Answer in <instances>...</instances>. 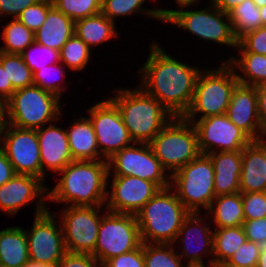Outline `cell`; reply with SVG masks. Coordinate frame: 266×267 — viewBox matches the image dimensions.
Instances as JSON below:
<instances>
[{
    "mask_svg": "<svg viewBox=\"0 0 266 267\" xmlns=\"http://www.w3.org/2000/svg\"><path fill=\"white\" fill-rule=\"evenodd\" d=\"M150 50L146 63L140 68L139 87L157 99L173 117H183L191 105L202 70L181 63L155 42Z\"/></svg>",
    "mask_w": 266,
    "mask_h": 267,
    "instance_id": "1",
    "label": "cell"
},
{
    "mask_svg": "<svg viewBox=\"0 0 266 267\" xmlns=\"http://www.w3.org/2000/svg\"><path fill=\"white\" fill-rule=\"evenodd\" d=\"M108 172L107 160H74L58 173L63 176L46 198L71 206H103Z\"/></svg>",
    "mask_w": 266,
    "mask_h": 267,
    "instance_id": "2",
    "label": "cell"
},
{
    "mask_svg": "<svg viewBox=\"0 0 266 267\" xmlns=\"http://www.w3.org/2000/svg\"><path fill=\"white\" fill-rule=\"evenodd\" d=\"M109 97L118 107L124 125L134 143H149L173 118L172 114L141 87L135 90L115 89Z\"/></svg>",
    "mask_w": 266,
    "mask_h": 267,
    "instance_id": "3",
    "label": "cell"
},
{
    "mask_svg": "<svg viewBox=\"0 0 266 267\" xmlns=\"http://www.w3.org/2000/svg\"><path fill=\"white\" fill-rule=\"evenodd\" d=\"M189 213L171 187L160 189L135 215L142 243L175 244Z\"/></svg>",
    "mask_w": 266,
    "mask_h": 267,
    "instance_id": "4",
    "label": "cell"
},
{
    "mask_svg": "<svg viewBox=\"0 0 266 267\" xmlns=\"http://www.w3.org/2000/svg\"><path fill=\"white\" fill-rule=\"evenodd\" d=\"M239 84L235 70L225 61L218 69L201 71L198 75L193 99L183 118L196 121L209 116L226 114L232 93Z\"/></svg>",
    "mask_w": 266,
    "mask_h": 267,
    "instance_id": "5",
    "label": "cell"
},
{
    "mask_svg": "<svg viewBox=\"0 0 266 267\" xmlns=\"http://www.w3.org/2000/svg\"><path fill=\"white\" fill-rule=\"evenodd\" d=\"M149 145L170 175L201 154L195 127L183 117H173Z\"/></svg>",
    "mask_w": 266,
    "mask_h": 267,
    "instance_id": "6",
    "label": "cell"
},
{
    "mask_svg": "<svg viewBox=\"0 0 266 267\" xmlns=\"http://www.w3.org/2000/svg\"><path fill=\"white\" fill-rule=\"evenodd\" d=\"M60 98L31 85L18 90L7 99L8 124L19 128L40 129L59 120Z\"/></svg>",
    "mask_w": 266,
    "mask_h": 267,
    "instance_id": "7",
    "label": "cell"
},
{
    "mask_svg": "<svg viewBox=\"0 0 266 267\" xmlns=\"http://www.w3.org/2000/svg\"><path fill=\"white\" fill-rule=\"evenodd\" d=\"M170 180V187L190 213H199L200 207L208 211L216 196L214 167L207 154H200L174 172Z\"/></svg>",
    "mask_w": 266,
    "mask_h": 267,
    "instance_id": "8",
    "label": "cell"
},
{
    "mask_svg": "<svg viewBox=\"0 0 266 267\" xmlns=\"http://www.w3.org/2000/svg\"><path fill=\"white\" fill-rule=\"evenodd\" d=\"M188 5L180 6L178 10L158 9L163 22H169L203 40H209L229 47L236 48V40L231 21L227 13L215 7L212 3L209 8L201 10H183ZM225 19V20H224Z\"/></svg>",
    "mask_w": 266,
    "mask_h": 267,
    "instance_id": "9",
    "label": "cell"
},
{
    "mask_svg": "<svg viewBox=\"0 0 266 267\" xmlns=\"http://www.w3.org/2000/svg\"><path fill=\"white\" fill-rule=\"evenodd\" d=\"M142 244L135 215L107 211L101 217L92 256L102 265L109 259L132 251Z\"/></svg>",
    "mask_w": 266,
    "mask_h": 267,
    "instance_id": "10",
    "label": "cell"
},
{
    "mask_svg": "<svg viewBox=\"0 0 266 267\" xmlns=\"http://www.w3.org/2000/svg\"><path fill=\"white\" fill-rule=\"evenodd\" d=\"M102 206H71L61 212V227L67 252L93 254L101 222Z\"/></svg>",
    "mask_w": 266,
    "mask_h": 267,
    "instance_id": "11",
    "label": "cell"
},
{
    "mask_svg": "<svg viewBox=\"0 0 266 267\" xmlns=\"http://www.w3.org/2000/svg\"><path fill=\"white\" fill-rule=\"evenodd\" d=\"M136 144L140 147H136ZM107 161L108 176L111 173L112 176H134L152 181L161 189L170 187V174H165L166 170L155 157L149 143L135 142L115 153Z\"/></svg>",
    "mask_w": 266,
    "mask_h": 267,
    "instance_id": "12",
    "label": "cell"
},
{
    "mask_svg": "<svg viewBox=\"0 0 266 267\" xmlns=\"http://www.w3.org/2000/svg\"><path fill=\"white\" fill-rule=\"evenodd\" d=\"M88 112L103 160H108L115 153L134 143L118 107L110 98L90 107Z\"/></svg>",
    "mask_w": 266,
    "mask_h": 267,
    "instance_id": "13",
    "label": "cell"
},
{
    "mask_svg": "<svg viewBox=\"0 0 266 267\" xmlns=\"http://www.w3.org/2000/svg\"><path fill=\"white\" fill-rule=\"evenodd\" d=\"M0 142L15 174L31 175L42 180L37 130L7 124L0 136Z\"/></svg>",
    "mask_w": 266,
    "mask_h": 267,
    "instance_id": "14",
    "label": "cell"
},
{
    "mask_svg": "<svg viewBox=\"0 0 266 267\" xmlns=\"http://www.w3.org/2000/svg\"><path fill=\"white\" fill-rule=\"evenodd\" d=\"M189 122L194 125L197 132L201 154L243 150L245 146L253 141L244 131L230 121L226 114L209 116Z\"/></svg>",
    "mask_w": 266,
    "mask_h": 267,
    "instance_id": "15",
    "label": "cell"
},
{
    "mask_svg": "<svg viewBox=\"0 0 266 267\" xmlns=\"http://www.w3.org/2000/svg\"><path fill=\"white\" fill-rule=\"evenodd\" d=\"M56 215L49 209L36 215L30 232L25 231L31 261L58 266L67 253L62 227L55 219Z\"/></svg>",
    "mask_w": 266,
    "mask_h": 267,
    "instance_id": "16",
    "label": "cell"
},
{
    "mask_svg": "<svg viewBox=\"0 0 266 267\" xmlns=\"http://www.w3.org/2000/svg\"><path fill=\"white\" fill-rule=\"evenodd\" d=\"M105 210L136 215L161 189L156 183L134 176H113Z\"/></svg>",
    "mask_w": 266,
    "mask_h": 267,
    "instance_id": "17",
    "label": "cell"
},
{
    "mask_svg": "<svg viewBox=\"0 0 266 267\" xmlns=\"http://www.w3.org/2000/svg\"><path fill=\"white\" fill-rule=\"evenodd\" d=\"M48 190L38 177L15 174L0 186V209L6 214L15 215L20 208L37 198L35 216L42 214L48 210L43 202Z\"/></svg>",
    "mask_w": 266,
    "mask_h": 267,
    "instance_id": "18",
    "label": "cell"
},
{
    "mask_svg": "<svg viewBox=\"0 0 266 267\" xmlns=\"http://www.w3.org/2000/svg\"><path fill=\"white\" fill-rule=\"evenodd\" d=\"M226 116L253 141L265 137L258 115L257 89L238 84L231 96Z\"/></svg>",
    "mask_w": 266,
    "mask_h": 267,
    "instance_id": "19",
    "label": "cell"
},
{
    "mask_svg": "<svg viewBox=\"0 0 266 267\" xmlns=\"http://www.w3.org/2000/svg\"><path fill=\"white\" fill-rule=\"evenodd\" d=\"M200 214L201 212L189 213L176 237V240L180 239L182 241V252L178 256L181 259H183L182 257L188 259L187 266H204L202 255L207 253L213 256V230L206 223H203V220L206 219H202L203 216L200 217ZM193 244L195 246L199 245V247L196 246L198 248L194 250L195 246L192 247Z\"/></svg>",
    "mask_w": 266,
    "mask_h": 267,
    "instance_id": "20",
    "label": "cell"
},
{
    "mask_svg": "<svg viewBox=\"0 0 266 267\" xmlns=\"http://www.w3.org/2000/svg\"><path fill=\"white\" fill-rule=\"evenodd\" d=\"M42 167V181L45 179V167L52 172H60L73 160L67 138V131L54 124L37 129Z\"/></svg>",
    "mask_w": 266,
    "mask_h": 267,
    "instance_id": "21",
    "label": "cell"
},
{
    "mask_svg": "<svg viewBox=\"0 0 266 267\" xmlns=\"http://www.w3.org/2000/svg\"><path fill=\"white\" fill-rule=\"evenodd\" d=\"M266 191V140L252 141L242 150L240 193Z\"/></svg>",
    "mask_w": 266,
    "mask_h": 267,
    "instance_id": "22",
    "label": "cell"
},
{
    "mask_svg": "<svg viewBox=\"0 0 266 267\" xmlns=\"http://www.w3.org/2000/svg\"><path fill=\"white\" fill-rule=\"evenodd\" d=\"M214 167L215 196L240 192L242 150L207 154Z\"/></svg>",
    "mask_w": 266,
    "mask_h": 267,
    "instance_id": "23",
    "label": "cell"
},
{
    "mask_svg": "<svg viewBox=\"0 0 266 267\" xmlns=\"http://www.w3.org/2000/svg\"><path fill=\"white\" fill-rule=\"evenodd\" d=\"M74 28L75 22L53 5L48 10L45 22L34 32L35 42L60 51L74 34Z\"/></svg>",
    "mask_w": 266,
    "mask_h": 267,
    "instance_id": "24",
    "label": "cell"
},
{
    "mask_svg": "<svg viewBox=\"0 0 266 267\" xmlns=\"http://www.w3.org/2000/svg\"><path fill=\"white\" fill-rule=\"evenodd\" d=\"M66 131L73 160H103L89 118L81 117L74 120L71 128H67Z\"/></svg>",
    "mask_w": 266,
    "mask_h": 267,
    "instance_id": "25",
    "label": "cell"
},
{
    "mask_svg": "<svg viewBox=\"0 0 266 267\" xmlns=\"http://www.w3.org/2000/svg\"><path fill=\"white\" fill-rule=\"evenodd\" d=\"M29 260L25 230L15 226L1 230L0 264L8 267H23Z\"/></svg>",
    "mask_w": 266,
    "mask_h": 267,
    "instance_id": "26",
    "label": "cell"
},
{
    "mask_svg": "<svg viewBox=\"0 0 266 267\" xmlns=\"http://www.w3.org/2000/svg\"><path fill=\"white\" fill-rule=\"evenodd\" d=\"M209 213L212 214L216 228L241 226L245 221L242 193L216 196L208 209Z\"/></svg>",
    "mask_w": 266,
    "mask_h": 267,
    "instance_id": "27",
    "label": "cell"
},
{
    "mask_svg": "<svg viewBox=\"0 0 266 267\" xmlns=\"http://www.w3.org/2000/svg\"><path fill=\"white\" fill-rule=\"evenodd\" d=\"M115 25V22L100 12L75 21L74 33L91 49L112 37H117Z\"/></svg>",
    "mask_w": 266,
    "mask_h": 267,
    "instance_id": "28",
    "label": "cell"
},
{
    "mask_svg": "<svg viewBox=\"0 0 266 267\" xmlns=\"http://www.w3.org/2000/svg\"><path fill=\"white\" fill-rule=\"evenodd\" d=\"M243 227H223L213 231V257L208 265L221 267L246 241Z\"/></svg>",
    "mask_w": 266,
    "mask_h": 267,
    "instance_id": "29",
    "label": "cell"
},
{
    "mask_svg": "<svg viewBox=\"0 0 266 267\" xmlns=\"http://www.w3.org/2000/svg\"><path fill=\"white\" fill-rule=\"evenodd\" d=\"M240 58L231 57L227 63L236 71L239 84L257 87L266 84V56L254 52H240Z\"/></svg>",
    "mask_w": 266,
    "mask_h": 267,
    "instance_id": "30",
    "label": "cell"
},
{
    "mask_svg": "<svg viewBox=\"0 0 266 267\" xmlns=\"http://www.w3.org/2000/svg\"><path fill=\"white\" fill-rule=\"evenodd\" d=\"M228 16L237 41L246 34L262 27L260 8L252 0H244L232 9Z\"/></svg>",
    "mask_w": 266,
    "mask_h": 267,
    "instance_id": "31",
    "label": "cell"
},
{
    "mask_svg": "<svg viewBox=\"0 0 266 267\" xmlns=\"http://www.w3.org/2000/svg\"><path fill=\"white\" fill-rule=\"evenodd\" d=\"M3 27L2 38L4 46L0 47V52L21 54L35 41L34 32L28 29L17 18H14Z\"/></svg>",
    "mask_w": 266,
    "mask_h": 267,
    "instance_id": "32",
    "label": "cell"
},
{
    "mask_svg": "<svg viewBox=\"0 0 266 267\" xmlns=\"http://www.w3.org/2000/svg\"><path fill=\"white\" fill-rule=\"evenodd\" d=\"M0 63L6 68L7 84L15 90L33 85L32 70L25 64L21 54L0 52Z\"/></svg>",
    "mask_w": 266,
    "mask_h": 267,
    "instance_id": "33",
    "label": "cell"
},
{
    "mask_svg": "<svg viewBox=\"0 0 266 267\" xmlns=\"http://www.w3.org/2000/svg\"><path fill=\"white\" fill-rule=\"evenodd\" d=\"M145 267H185L173 244L143 243Z\"/></svg>",
    "mask_w": 266,
    "mask_h": 267,
    "instance_id": "34",
    "label": "cell"
},
{
    "mask_svg": "<svg viewBox=\"0 0 266 267\" xmlns=\"http://www.w3.org/2000/svg\"><path fill=\"white\" fill-rule=\"evenodd\" d=\"M91 49L75 33L67 40L59 51L60 62L71 70H82L90 60Z\"/></svg>",
    "mask_w": 266,
    "mask_h": 267,
    "instance_id": "35",
    "label": "cell"
},
{
    "mask_svg": "<svg viewBox=\"0 0 266 267\" xmlns=\"http://www.w3.org/2000/svg\"><path fill=\"white\" fill-rule=\"evenodd\" d=\"M146 0H102L101 13L112 22L117 16H128L136 12H144L152 18L164 21L158 9H144L141 7Z\"/></svg>",
    "mask_w": 266,
    "mask_h": 267,
    "instance_id": "36",
    "label": "cell"
},
{
    "mask_svg": "<svg viewBox=\"0 0 266 267\" xmlns=\"http://www.w3.org/2000/svg\"><path fill=\"white\" fill-rule=\"evenodd\" d=\"M53 5L74 22L96 15L102 10V0H52Z\"/></svg>",
    "mask_w": 266,
    "mask_h": 267,
    "instance_id": "37",
    "label": "cell"
},
{
    "mask_svg": "<svg viewBox=\"0 0 266 267\" xmlns=\"http://www.w3.org/2000/svg\"><path fill=\"white\" fill-rule=\"evenodd\" d=\"M63 69L64 68L61 64H59V62L45 66L44 68H40V70H37L33 73V85L40 87L44 91L56 95L58 98H61V94L65 88L64 86H59V83H57V85L56 79L66 76L65 70ZM55 71L58 73V75L57 73H55ZM51 79H53L54 81Z\"/></svg>",
    "mask_w": 266,
    "mask_h": 267,
    "instance_id": "38",
    "label": "cell"
},
{
    "mask_svg": "<svg viewBox=\"0 0 266 267\" xmlns=\"http://www.w3.org/2000/svg\"><path fill=\"white\" fill-rule=\"evenodd\" d=\"M29 48H30V51L32 50L31 53L28 50ZM33 50L42 51L40 53H43L42 54L43 56L45 55L44 56L45 58L44 57L43 58L46 60L43 61V58L40 59L42 57L40 54L39 55L41 57L39 56L37 58V56L32 54ZM21 56L25 64L32 70V73H34L37 70H40V68H44L45 66L60 62V55H59L58 50L51 48V47L40 45L36 43L35 41L21 53ZM47 61L50 63H48Z\"/></svg>",
    "mask_w": 266,
    "mask_h": 267,
    "instance_id": "39",
    "label": "cell"
},
{
    "mask_svg": "<svg viewBox=\"0 0 266 267\" xmlns=\"http://www.w3.org/2000/svg\"><path fill=\"white\" fill-rule=\"evenodd\" d=\"M52 6V0H39L22 11L17 19L28 29L36 32L45 22L48 10Z\"/></svg>",
    "mask_w": 266,
    "mask_h": 267,
    "instance_id": "40",
    "label": "cell"
},
{
    "mask_svg": "<svg viewBox=\"0 0 266 267\" xmlns=\"http://www.w3.org/2000/svg\"><path fill=\"white\" fill-rule=\"evenodd\" d=\"M261 245L246 240L240 248L221 267H254L257 266Z\"/></svg>",
    "mask_w": 266,
    "mask_h": 267,
    "instance_id": "41",
    "label": "cell"
},
{
    "mask_svg": "<svg viewBox=\"0 0 266 267\" xmlns=\"http://www.w3.org/2000/svg\"><path fill=\"white\" fill-rule=\"evenodd\" d=\"M245 220L266 217V191L242 193Z\"/></svg>",
    "mask_w": 266,
    "mask_h": 267,
    "instance_id": "42",
    "label": "cell"
},
{
    "mask_svg": "<svg viewBox=\"0 0 266 267\" xmlns=\"http://www.w3.org/2000/svg\"><path fill=\"white\" fill-rule=\"evenodd\" d=\"M236 48L239 52H254L266 56V27H259L243 36Z\"/></svg>",
    "mask_w": 266,
    "mask_h": 267,
    "instance_id": "43",
    "label": "cell"
},
{
    "mask_svg": "<svg viewBox=\"0 0 266 267\" xmlns=\"http://www.w3.org/2000/svg\"><path fill=\"white\" fill-rule=\"evenodd\" d=\"M103 267H145L143 243L136 249L107 260Z\"/></svg>",
    "mask_w": 266,
    "mask_h": 267,
    "instance_id": "44",
    "label": "cell"
},
{
    "mask_svg": "<svg viewBox=\"0 0 266 267\" xmlns=\"http://www.w3.org/2000/svg\"><path fill=\"white\" fill-rule=\"evenodd\" d=\"M242 227L248 241L261 246L266 245V217L245 220Z\"/></svg>",
    "mask_w": 266,
    "mask_h": 267,
    "instance_id": "45",
    "label": "cell"
},
{
    "mask_svg": "<svg viewBox=\"0 0 266 267\" xmlns=\"http://www.w3.org/2000/svg\"><path fill=\"white\" fill-rule=\"evenodd\" d=\"M57 267H103L91 254L67 252Z\"/></svg>",
    "mask_w": 266,
    "mask_h": 267,
    "instance_id": "46",
    "label": "cell"
},
{
    "mask_svg": "<svg viewBox=\"0 0 266 267\" xmlns=\"http://www.w3.org/2000/svg\"><path fill=\"white\" fill-rule=\"evenodd\" d=\"M39 0H0V15H12L17 18L27 7Z\"/></svg>",
    "mask_w": 266,
    "mask_h": 267,
    "instance_id": "47",
    "label": "cell"
},
{
    "mask_svg": "<svg viewBox=\"0 0 266 267\" xmlns=\"http://www.w3.org/2000/svg\"><path fill=\"white\" fill-rule=\"evenodd\" d=\"M14 175L13 166L4 150L0 147V186L8 182Z\"/></svg>",
    "mask_w": 266,
    "mask_h": 267,
    "instance_id": "48",
    "label": "cell"
},
{
    "mask_svg": "<svg viewBox=\"0 0 266 267\" xmlns=\"http://www.w3.org/2000/svg\"><path fill=\"white\" fill-rule=\"evenodd\" d=\"M258 115L262 126L266 129V84L256 87Z\"/></svg>",
    "mask_w": 266,
    "mask_h": 267,
    "instance_id": "49",
    "label": "cell"
},
{
    "mask_svg": "<svg viewBox=\"0 0 266 267\" xmlns=\"http://www.w3.org/2000/svg\"><path fill=\"white\" fill-rule=\"evenodd\" d=\"M14 91L12 84H7L6 68L0 63V97L7 100Z\"/></svg>",
    "mask_w": 266,
    "mask_h": 267,
    "instance_id": "50",
    "label": "cell"
},
{
    "mask_svg": "<svg viewBox=\"0 0 266 267\" xmlns=\"http://www.w3.org/2000/svg\"><path fill=\"white\" fill-rule=\"evenodd\" d=\"M212 4L222 10L225 13H229L237 5L242 3L244 0H211Z\"/></svg>",
    "mask_w": 266,
    "mask_h": 267,
    "instance_id": "51",
    "label": "cell"
},
{
    "mask_svg": "<svg viewBox=\"0 0 266 267\" xmlns=\"http://www.w3.org/2000/svg\"><path fill=\"white\" fill-rule=\"evenodd\" d=\"M8 124L7 100L0 97V136Z\"/></svg>",
    "mask_w": 266,
    "mask_h": 267,
    "instance_id": "52",
    "label": "cell"
},
{
    "mask_svg": "<svg viewBox=\"0 0 266 267\" xmlns=\"http://www.w3.org/2000/svg\"><path fill=\"white\" fill-rule=\"evenodd\" d=\"M257 267H266V245L261 247Z\"/></svg>",
    "mask_w": 266,
    "mask_h": 267,
    "instance_id": "53",
    "label": "cell"
},
{
    "mask_svg": "<svg viewBox=\"0 0 266 267\" xmlns=\"http://www.w3.org/2000/svg\"><path fill=\"white\" fill-rule=\"evenodd\" d=\"M23 267H57V265L39 263L29 260Z\"/></svg>",
    "mask_w": 266,
    "mask_h": 267,
    "instance_id": "54",
    "label": "cell"
},
{
    "mask_svg": "<svg viewBox=\"0 0 266 267\" xmlns=\"http://www.w3.org/2000/svg\"><path fill=\"white\" fill-rule=\"evenodd\" d=\"M199 0H176V4H178V6H184V5H188L191 6L195 3H198Z\"/></svg>",
    "mask_w": 266,
    "mask_h": 267,
    "instance_id": "55",
    "label": "cell"
},
{
    "mask_svg": "<svg viewBox=\"0 0 266 267\" xmlns=\"http://www.w3.org/2000/svg\"><path fill=\"white\" fill-rule=\"evenodd\" d=\"M260 14L262 18V26L266 27V6L260 8Z\"/></svg>",
    "mask_w": 266,
    "mask_h": 267,
    "instance_id": "56",
    "label": "cell"
},
{
    "mask_svg": "<svg viewBox=\"0 0 266 267\" xmlns=\"http://www.w3.org/2000/svg\"><path fill=\"white\" fill-rule=\"evenodd\" d=\"M258 8L266 6V0H252Z\"/></svg>",
    "mask_w": 266,
    "mask_h": 267,
    "instance_id": "57",
    "label": "cell"
},
{
    "mask_svg": "<svg viewBox=\"0 0 266 267\" xmlns=\"http://www.w3.org/2000/svg\"><path fill=\"white\" fill-rule=\"evenodd\" d=\"M186 267H206V266L204 265V266H186ZM208 267H218V266L212 264V265H209Z\"/></svg>",
    "mask_w": 266,
    "mask_h": 267,
    "instance_id": "58",
    "label": "cell"
}]
</instances>
